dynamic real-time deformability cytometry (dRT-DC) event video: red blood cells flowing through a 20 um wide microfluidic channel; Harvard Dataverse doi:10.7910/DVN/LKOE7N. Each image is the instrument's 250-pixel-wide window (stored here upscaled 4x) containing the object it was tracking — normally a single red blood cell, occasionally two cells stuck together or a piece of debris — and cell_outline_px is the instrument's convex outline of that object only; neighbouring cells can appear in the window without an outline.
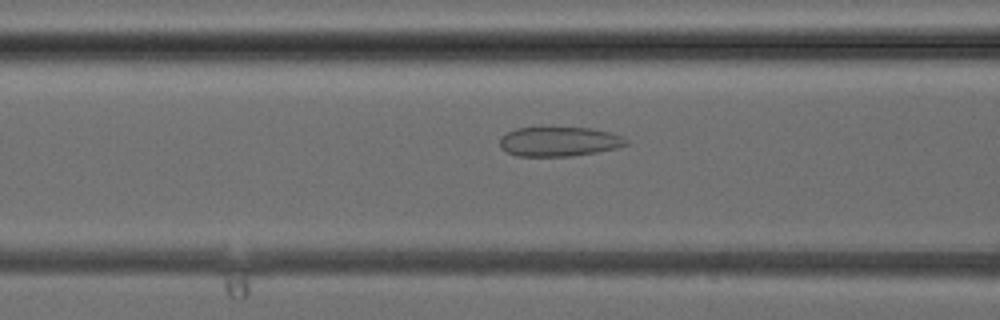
{"species": "common noctule bat (a hibernating species)", "species_latin": "Nyctalus noctula", "temperature_condition": "cold", "stored_images_in_passage": 38, "camera_frame_rate_fps": 3000, "um_per_image_px": 0.085, "animal": {"sex": "female", "body_mass_g": 24.6, "forearm_length_mm": 56.2}, "frame": {"image": 1, "passage_image": 15, "time_ms": 4.667, "image_size_px": [1000, 320], "cell_outline_px": [[628, 144], [616, 148], [596, 152], [572, 156], [516, 156], [500, 148], [500, 136], [516, 128], [592, 128], [612, 132], [628, 140]], "centroid_in_image_um": [47.52, 12.03], "position_along_channel_um": 119.1, "area_um2": 21.68}}
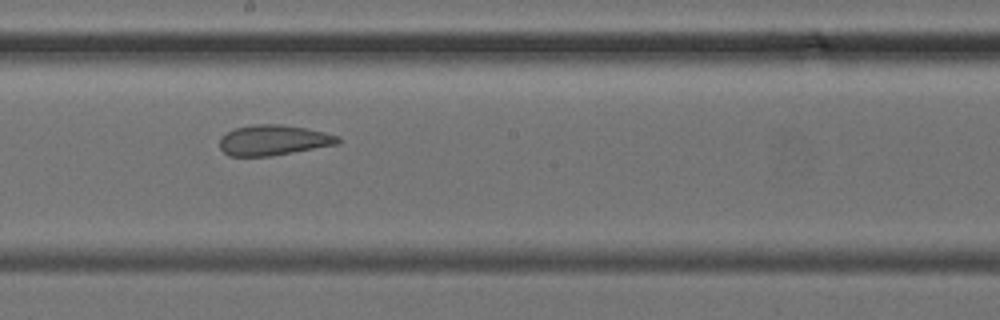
{"frame": {"image": 2, "passage_image": 21, "time_ms": 6.667, "image_size_px": [1000, 320], "cell_outline_px": [[340, 144], [272, 156], [228, 156], [220, 148], [220, 136], [236, 128], [256, 124], [280, 124], [304, 128], [324, 132], [340, 136]], "centroid_in_image_um": [23.26, 11.92], "position_along_channel_um": 224.9, "area_um2": 20.98}}
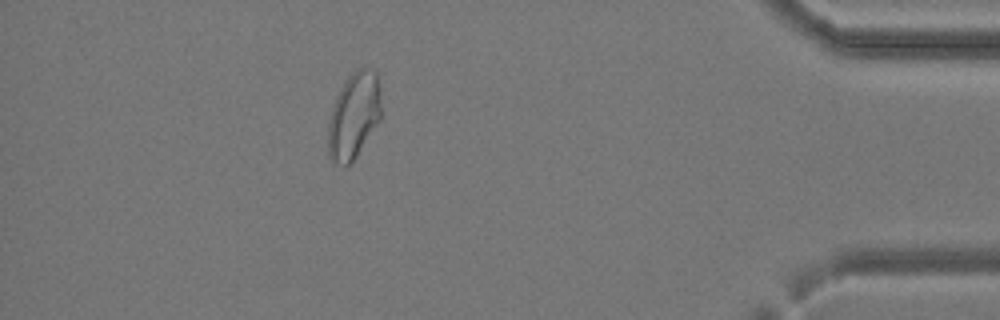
{"frame": {"image": 3, "passage_image": 34, "time_ms": 11.0, "image_size_px": [1000, 320], "cell_outline_px": [[380, 120], [356, 156], [348, 164], [332, 164], [328, 156], [328, 120], [336, 96], [340, 88], [348, 76], [356, 68], [364, 68], [376, 72], [380, 88]], "centroid_in_image_um": [30.05, 9.83], "position_along_channel_um": 405.1, "area_um2": 26.65}}